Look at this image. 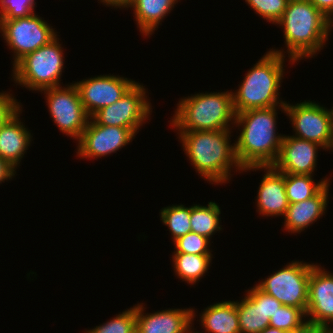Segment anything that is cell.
I'll return each instance as SVG.
<instances>
[{
    "instance_id": "obj_1",
    "label": "cell",
    "mask_w": 333,
    "mask_h": 333,
    "mask_svg": "<svg viewBox=\"0 0 333 333\" xmlns=\"http://www.w3.org/2000/svg\"><path fill=\"white\" fill-rule=\"evenodd\" d=\"M283 29L284 49L269 51L285 56L291 65L317 56L327 44L333 22L309 0H290L282 18L275 24Z\"/></svg>"
},
{
    "instance_id": "obj_2",
    "label": "cell",
    "mask_w": 333,
    "mask_h": 333,
    "mask_svg": "<svg viewBox=\"0 0 333 333\" xmlns=\"http://www.w3.org/2000/svg\"><path fill=\"white\" fill-rule=\"evenodd\" d=\"M278 109L285 113V105H281L236 114L234 127L240 132L234 140L235 153L243 169L272 166L278 158L284 136L277 132Z\"/></svg>"
},
{
    "instance_id": "obj_3",
    "label": "cell",
    "mask_w": 333,
    "mask_h": 333,
    "mask_svg": "<svg viewBox=\"0 0 333 333\" xmlns=\"http://www.w3.org/2000/svg\"><path fill=\"white\" fill-rule=\"evenodd\" d=\"M232 130L176 131L188 161L211 185L229 183L234 170L243 173L236 157L235 143L231 144Z\"/></svg>"
},
{
    "instance_id": "obj_4",
    "label": "cell",
    "mask_w": 333,
    "mask_h": 333,
    "mask_svg": "<svg viewBox=\"0 0 333 333\" xmlns=\"http://www.w3.org/2000/svg\"><path fill=\"white\" fill-rule=\"evenodd\" d=\"M265 53L248 70L238 84V89L232 91L236 114L250 109L281 106L287 102L280 97L281 82L286 74L284 64L287 54L283 56L271 51Z\"/></svg>"
},
{
    "instance_id": "obj_5",
    "label": "cell",
    "mask_w": 333,
    "mask_h": 333,
    "mask_svg": "<svg viewBox=\"0 0 333 333\" xmlns=\"http://www.w3.org/2000/svg\"><path fill=\"white\" fill-rule=\"evenodd\" d=\"M170 118L177 131H219L235 129L236 113L232 90L191 94L179 100Z\"/></svg>"
},
{
    "instance_id": "obj_6",
    "label": "cell",
    "mask_w": 333,
    "mask_h": 333,
    "mask_svg": "<svg viewBox=\"0 0 333 333\" xmlns=\"http://www.w3.org/2000/svg\"><path fill=\"white\" fill-rule=\"evenodd\" d=\"M58 36L25 55L12 66L11 76L16 85L37 93L44 89L63 86L61 78L65 69V56Z\"/></svg>"
},
{
    "instance_id": "obj_7",
    "label": "cell",
    "mask_w": 333,
    "mask_h": 333,
    "mask_svg": "<svg viewBox=\"0 0 333 333\" xmlns=\"http://www.w3.org/2000/svg\"><path fill=\"white\" fill-rule=\"evenodd\" d=\"M314 263L293 260L256 285L282 305L300 308L305 314L308 304V283Z\"/></svg>"
},
{
    "instance_id": "obj_8",
    "label": "cell",
    "mask_w": 333,
    "mask_h": 333,
    "mask_svg": "<svg viewBox=\"0 0 333 333\" xmlns=\"http://www.w3.org/2000/svg\"><path fill=\"white\" fill-rule=\"evenodd\" d=\"M43 17L32 14L17 19H2L0 21L1 37L12 50V65L14 66L25 55L48 44L58 34Z\"/></svg>"
},
{
    "instance_id": "obj_9",
    "label": "cell",
    "mask_w": 333,
    "mask_h": 333,
    "mask_svg": "<svg viewBox=\"0 0 333 333\" xmlns=\"http://www.w3.org/2000/svg\"><path fill=\"white\" fill-rule=\"evenodd\" d=\"M144 84L136 82L119 100L91 118L100 125L130 128L136 135L152 115L153 106ZM140 128V129H139Z\"/></svg>"
},
{
    "instance_id": "obj_10",
    "label": "cell",
    "mask_w": 333,
    "mask_h": 333,
    "mask_svg": "<svg viewBox=\"0 0 333 333\" xmlns=\"http://www.w3.org/2000/svg\"><path fill=\"white\" fill-rule=\"evenodd\" d=\"M48 105L49 115L59 130L78 141L90 117L82 104L79 91L72 82L65 86L52 87L40 91Z\"/></svg>"
},
{
    "instance_id": "obj_11",
    "label": "cell",
    "mask_w": 333,
    "mask_h": 333,
    "mask_svg": "<svg viewBox=\"0 0 333 333\" xmlns=\"http://www.w3.org/2000/svg\"><path fill=\"white\" fill-rule=\"evenodd\" d=\"M285 114L289 118L292 136L315 142L330 152L333 146V120L330 109L316 101L304 100L296 104H285Z\"/></svg>"
},
{
    "instance_id": "obj_12",
    "label": "cell",
    "mask_w": 333,
    "mask_h": 333,
    "mask_svg": "<svg viewBox=\"0 0 333 333\" xmlns=\"http://www.w3.org/2000/svg\"><path fill=\"white\" fill-rule=\"evenodd\" d=\"M135 135L130 128L100 125L90 118L82 136L76 142V157L97 160L109 156L130 144Z\"/></svg>"
},
{
    "instance_id": "obj_13",
    "label": "cell",
    "mask_w": 333,
    "mask_h": 333,
    "mask_svg": "<svg viewBox=\"0 0 333 333\" xmlns=\"http://www.w3.org/2000/svg\"><path fill=\"white\" fill-rule=\"evenodd\" d=\"M88 116L119 100L136 81L120 75H98L81 81H73Z\"/></svg>"
},
{
    "instance_id": "obj_14",
    "label": "cell",
    "mask_w": 333,
    "mask_h": 333,
    "mask_svg": "<svg viewBox=\"0 0 333 333\" xmlns=\"http://www.w3.org/2000/svg\"><path fill=\"white\" fill-rule=\"evenodd\" d=\"M313 264L308 283L306 320L328 328L333 326V272Z\"/></svg>"
},
{
    "instance_id": "obj_15",
    "label": "cell",
    "mask_w": 333,
    "mask_h": 333,
    "mask_svg": "<svg viewBox=\"0 0 333 333\" xmlns=\"http://www.w3.org/2000/svg\"><path fill=\"white\" fill-rule=\"evenodd\" d=\"M263 171L264 175L259 183L255 205L262 217H284L289 201L286 195L285 174L273 166H253L243 169V172Z\"/></svg>"
},
{
    "instance_id": "obj_16",
    "label": "cell",
    "mask_w": 333,
    "mask_h": 333,
    "mask_svg": "<svg viewBox=\"0 0 333 333\" xmlns=\"http://www.w3.org/2000/svg\"><path fill=\"white\" fill-rule=\"evenodd\" d=\"M319 149L324 150L315 142L284 134L278 158L272 166L284 174L314 175Z\"/></svg>"
},
{
    "instance_id": "obj_17",
    "label": "cell",
    "mask_w": 333,
    "mask_h": 333,
    "mask_svg": "<svg viewBox=\"0 0 333 333\" xmlns=\"http://www.w3.org/2000/svg\"><path fill=\"white\" fill-rule=\"evenodd\" d=\"M144 303L136 304V333H182L195 320V308H168L144 313Z\"/></svg>"
},
{
    "instance_id": "obj_18",
    "label": "cell",
    "mask_w": 333,
    "mask_h": 333,
    "mask_svg": "<svg viewBox=\"0 0 333 333\" xmlns=\"http://www.w3.org/2000/svg\"><path fill=\"white\" fill-rule=\"evenodd\" d=\"M330 183L328 182L310 199L298 203H289L286 214L283 217V227L286 232L300 234L325 215L329 203Z\"/></svg>"
},
{
    "instance_id": "obj_19",
    "label": "cell",
    "mask_w": 333,
    "mask_h": 333,
    "mask_svg": "<svg viewBox=\"0 0 333 333\" xmlns=\"http://www.w3.org/2000/svg\"><path fill=\"white\" fill-rule=\"evenodd\" d=\"M22 107L0 126V157L15 170L31 146L33 136L20 118ZM21 119V120H20ZM22 121V122H21Z\"/></svg>"
},
{
    "instance_id": "obj_20",
    "label": "cell",
    "mask_w": 333,
    "mask_h": 333,
    "mask_svg": "<svg viewBox=\"0 0 333 333\" xmlns=\"http://www.w3.org/2000/svg\"><path fill=\"white\" fill-rule=\"evenodd\" d=\"M180 0H130L127 8L134 12L137 28L148 38L154 34L159 25ZM151 35V36H150Z\"/></svg>"
},
{
    "instance_id": "obj_21",
    "label": "cell",
    "mask_w": 333,
    "mask_h": 333,
    "mask_svg": "<svg viewBox=\"0 0 333 333\" xmlns=\"http://www.w3.org/2000/svg\"><path fill=\"white\" fill-rule=\"evenodd\" d=\"M203 310L197 321L205 333H241L236 301L216 302Z\"/></svg>"
},
{
    "instance_id": "obj_22",
    "label": "cell",
    "mask_w": 333,
    "mask_h": 333,
    "mask_svg": "<svg viewBox=\"0 0 333 333\" xmlns=\"http://www.w3.org/2000/svg\"><path fill=\"white\" fill-rule=\"evenodd\" d=\"M171 258L175 275L182 282L193 286L206 276L214 257L213 254L172 253Z\"/></svg>"
},
{
    "instance_id": "obj_23",
    "label": "cell",
    "mask_w": 333,
    "mask_h": 333,
    "mask_svg": "<svg viewBox=\"0 0 333 333\" xmlns=\"http://www.w3.org/2000/svg\"><path fill=\"white\" fill-rule=\"evenodd\" d=\"M220 215L221 209L215 201H210L204 206L193 204L190 216L191 232L203 235L211 240L215 233L222 231Z\"/></svg>"
},
{
    "instance_id": "obj_24",
    "label": "cell",
    "mask_w": 333,
    "mask_h": 333,
    "mask_svg": "<svg viewBox=\"0 0 333 333\" xmlns=\"http://www.w3.org/2000/svg\"><path fill=\"white\" fill-rule=\"evenodd\" d=\"M241 333H260L269 326L270 318L263 311V301H254L248 294L236 300Z\"/></svg>"
},
{
    "instance_id": "obj_25",
    "label": "cell",
    "mask_w": 333,
    "mask_h": 333,
    "mask_svg": "<svg viewBox=\"0 0 333 333\" xmlns=\"http://www.w3.org/2000/svg\"><path fill=\"white\" fill-rule=\"evenodd\" d=\"M314 175L285 174V188L289 203H298L315 196L328 182L330 177H324L314 182Z\"/></svg>"
},
{
    "instance_id": "obj_26",
    "label": "cell",
    "mask_w": 333,
    "mask_h": 333,
    "mask_svg": "<svg viewBox=\"0 0 333 333\" xmlns=\"http://www.w3.org/2000/svg\"><path fill=\"white\" fill-rule=\"evenodd\" d=\"M159 216L162 224L168 227L173 242L191 232V206L172 204L160 209Z\"/></svg>"
},
{
    "instance_id": "obj_27",
    "label": "cell",
    "mask_w": 333,
    "mask_h": 333,
    "mask_svg": "<svg viewBox=\"0 0 333 333\" xmlns=\"http://www.w3.org/2000/svg\"><path fill=\"white\" fill-rule=\"evenodd\" d=\"M84 333H136V304Z\"/></svg>"
},
{
    "instance_id": "obj_28",
    "label": "cell",
    "mask_w": 333,
    "mask_h": 333,
    "mask_svg": "<svg viewBox=\"0 0 333 333\" xmlns=\"http://www.w3.org/2000/svg\"><path fill=\"white\" fill-rule=\"evenodd\" d=\"M305 321L306 314L300 308L282 305L270 319L269 326L291 332Z\"/></svg>"
},
{
    "instance_id": "obj_29",
    "label": "cell",
    "mask_w": 333,
    "mask_h": 333,
    "mask_svg": "<svg viewBox=\"0 0 333 333\" xmlns=\"http://www.w3.org/2000/svg\"><path fill=\"white\" fill-rule=\"evenodd\" d=\"M290 0H245L262 19L276 24L283 16Z\"/></svg>"
},
{
    "instance_id": "obj_30",
    "label": "cell",
    "mask_w": 333,
    "mask_h": 333,
    "mask_svg": "<svg viewBox=\"0 0 333 333\" xmlns=\"http://www.w3.org/2000/svg\"><path fill=\"white\" fill-rule=\"evenodd\" d=\"M211 240L203 235L194 232H189L184 236L179 237L173 242V253H186V254H212ZM211 249V250H210Z\"/></svg>"
},
{
    "instance_id": "obj_31",
    "label": "cell",
    "mask_w": 333,
    "mask_h": 333,
    "mask_svg": "<svg viewBox=\"0 0 333 333\" xmlns=\"http://www.w3.org/2000/svg\"><path fill=\"white\" fill-rule=\"evenodd\" d=\"M36 5L35 0H0V21L35 14Z\"/></svg>"
},
{
    "instance_id": "obj_32",
    "label": "cell",
    "mask_w": 333,
    "mask_h": 333,
    "mask_svg": "<svg viewBox=\"0 0 333 333\" xmlns=\"http://www.w3.org/2000/svg\"><path fill=\"white\" fill-rule=\"evenodd\" d=\"M254 301H263V311L266 318L274 317V314L282 306V304L273 296L262 291L256 284L246 292Z\"/></svg>"
},
{
    "instance_id": "obj_33",
    "label": "cell",
    "mask_w": 333,
    "mask_h": 333,
    "mask_svg": "<svg viewBox=\"0 0 333 333\" xmlns=\"http://www.w3.org/2000/svg\"><path fill=\"white\" fill-rule=\"evenodd\" d=\"M21 104L9 91L0 92V126L23 106Z\"/></svg>"
},
{
    "instance_id": "obj_34",
    "label": "cell",
    "mask_w": 333,
    "mask_h": 333,
    "mask_svg": "<svg viewBox=\"0 0 333 333\" xmlns=\"http://www.w3.org/2000/svg\"><path fill=\"white\" fill-rule=\"evenodd\" d=\"M288 333H326V328L306 320L299 327Z\"/></svg>"
},
{
    "instance_id": "obj_35",
    "label": "cell",
    "mask_w": 333,
    "mask_h": 333,
    "mask_svg": "<svg viewBox=\"0 0 333 333\" xmlns=\"http://www.w3.org/2000/svg\"><path fill=\"white\" fill-rule=\"evenodd\" d=\"M17 171L5 160L0 157V184L11 181Z\"/></svg>"
},
{
    "instance_id": "obj_36",
    "label": "cell",
    "mask_w": 333,
    "mask_h": 333,
    "mask_svg": "<svg viewBox=\"0 0 333 333\" xmlns=\"http://www.w3.org/2000/svg\"><path fill=\"white\" fill-rule=\"evenodd\" d=\"M319 11L333 22V0H309Z\"/></svg>"
},
{
    "instance_id": "obj_37",
    "label": "cell",
    "mask_w": 333,
    "mask_h": 333,
    "mask_svg": "<svg viewBox=\"0 0 333 333\" xmlns=\"http://www.w3.org/2000/svg\"><path fill=\"white\" fill-rule=\"evenodd\" d=\"M102 3V5H106L107 7H114L116 10L119 9H126L130 0H98Z\"/></svg>"
},
{
    "instance_id": "obj_38",
    "label": "cell",
    "mask_w": 333,
    "mask_h": 333,
    "mask_svg": "<svg viewBox=\"0 0 333 333\" xmlns=\"http://www.w3.org/2000/svg\"><path fill=\"white\" fill-rule=\"evenodd\" d=\"M260 333H288V332L284 331L282 329H277V328L268 326L263 331H261Z\"/></svg>"
},
{
    "instance_id": "obj_39",
    "label": "cell",
    "mask_w": 333,
    "mask_h": 333,
    "mask_svg": "<svg viewBox=\"0 0 333 333\" xmlns=\"http://www.w3.org/2000/svg\"><path fill=\"white\" fill-rule=\"evenodd\" d=\"M194 323H192L186 330H184L182 333H201L200 331L193 328Z\"/></svg>"
},
{
    "instance_id": "obj_40",
    "label": "cell",
    "mask_w": 333,
    "mask_h": 333,
    "mask_svg": "<svg viewBox=\"0 0 333 333\" xmlns=\"http://www.w3.org/2000/svg\"><path fill=\"white\" fill-rule=\"evenodd\" d=\"M326 333H333V326L328 327Z\"/></svg>"
},
{
    "instance_id": "obj_41",
    "label": "cell",
    "mask_w": 333,
    "mask_h": 333,
    "mask_svg": "<svg viewBox=\"0 0 333 333\" xmlns=\"http://www.w3.org/2000/svg\"><path fill=\"white\" fill-rule=\"evenodd\" d=\"M330 113H331V118L333 120V106H332V108H330Z\"/></svg>"
}]
</instances>
